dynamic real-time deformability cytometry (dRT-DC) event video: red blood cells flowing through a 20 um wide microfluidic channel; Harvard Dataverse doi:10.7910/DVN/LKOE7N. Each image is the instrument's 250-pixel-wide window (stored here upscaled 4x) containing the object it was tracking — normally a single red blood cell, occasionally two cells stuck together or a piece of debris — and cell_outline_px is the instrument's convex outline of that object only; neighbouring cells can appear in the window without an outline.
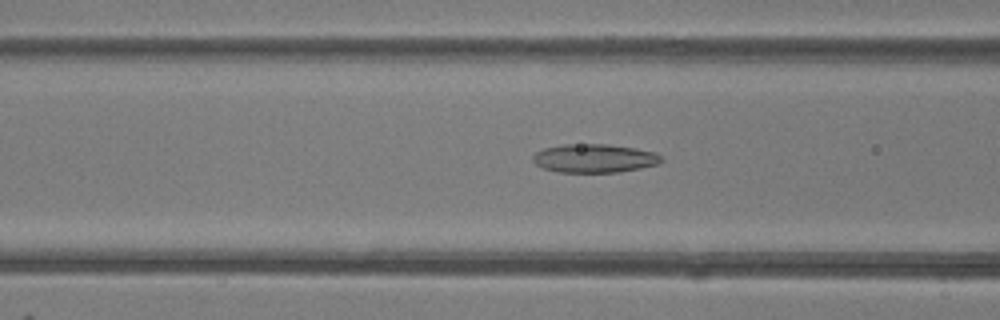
{"species": "common noctule bat (a hibernating species)", "species_latin": "Nyctalus noctula", "temperature_condition": "room temperature", "stored_images_in_passage": 36, "camera_frame_rate_fps": 3000, "um_per_image_px": 0.085, "animal": {"sex": "female"}, "frame": {"image": 1, "passage_image": 6, "time_ms": 1.667, "image_size_px": [1000, 320], "cell_outline_px": [[664, 160], [660, 164], [620, 172], [556, 172], [544, 168], [536, 164], [532, 160], [532, 156], [536, 152], [544, 148], [564, 144], [608, 144], [656, 152]], "centroid_in_image_um": [50.53, 13.46], "position_along_channel_um": 116.1, "area_um2": 21.44}}
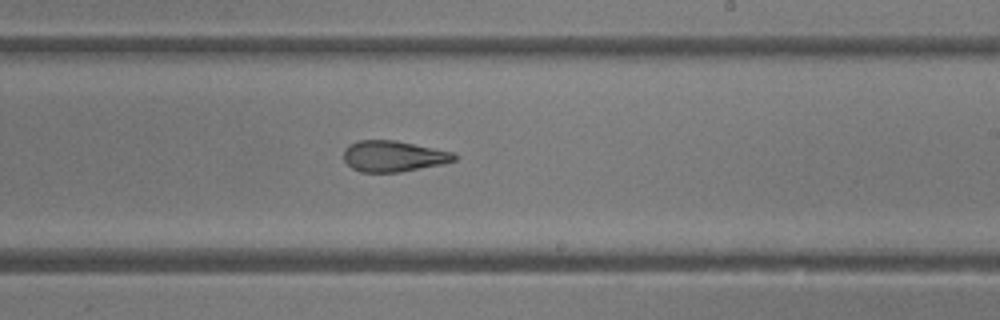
{"frame": {"image": 2, "passage_image": 16, "time_ms": 5.0, "image_size_px": [1000, 320], "cell_outline_px": [[456, 160], [444, 164], [400, 172], [360, 172], [352, 168], [344, 160], [344, 148], [348, 144], [360, 140], [396, 140], [452, 152], [456, 156]], "centroid_in_image_um": [33.42, 13.28], "position_along_channel_um": 255.6, "area_um2": 20.0}}
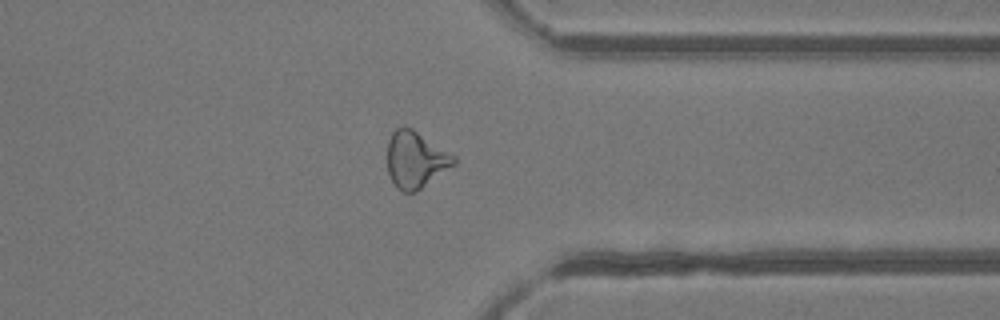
{"frame": {"image": 3, "passage_image": 25, "time_ms": 8.0, "image_size_px": [1000, 320], "cell_outline_px": [[456, 164], [416, 192], [400, 192], [396, 188], [388, 172], [388, 140], [392, 132], [396, 128], [412, 128], [456, 156]], "centroid_in_image_um": [35.34, 13.59], "position_along_channel_um": 376.1, "area_um2": 21.91}, "authors_computed_cell_mechanics": {"area_um2": 21.2704, "velocity_mm_per_s": 4.179, "shape_relaxation_time_tau1_ms": 5.8122, "shape_relaxation_time_tau2_ms": 3.2245, "deformation_change_tau1": 0.159, "deformation_change_tau2": 0.1336}}